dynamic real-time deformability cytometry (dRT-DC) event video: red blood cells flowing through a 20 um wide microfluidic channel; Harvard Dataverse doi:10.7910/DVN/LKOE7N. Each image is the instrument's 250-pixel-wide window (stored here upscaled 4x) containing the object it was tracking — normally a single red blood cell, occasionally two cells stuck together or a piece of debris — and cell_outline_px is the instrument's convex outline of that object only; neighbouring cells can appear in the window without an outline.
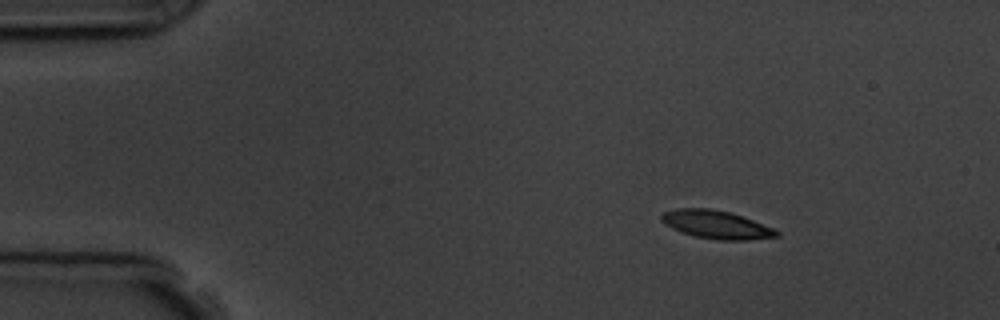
{"species": "common noctule bat (a hibernating species)", "species_latin": "Nyctalus noctula", "temperature_condition": "room temperature", "stored_images_in_passage": 3, "camera_frame_rate_fps": 3000, "um_per_image_px": 0.085, "animal": {"sex": "male", "body_mass_g": 19.5, "forearm_length_mm": 54.6}, "frame": {"image": 1, "passage_image": 1, "time_ms": 0.0, "image_size_px": [1000, 320], "cell_outline_px": [[780, 236], [748, 240], [716, 240], [692, 236], [672, 228], [664, 224], [660, 220], [660, 216], [664, 212], [676, 208], [708, 208], [728, 212], [752, 220], [772, 228], [780, 232]], "centroid_in_image_um": [60.84, 19.1], "position_along_channel_um": 24.2, "area_um2": 18.84}}